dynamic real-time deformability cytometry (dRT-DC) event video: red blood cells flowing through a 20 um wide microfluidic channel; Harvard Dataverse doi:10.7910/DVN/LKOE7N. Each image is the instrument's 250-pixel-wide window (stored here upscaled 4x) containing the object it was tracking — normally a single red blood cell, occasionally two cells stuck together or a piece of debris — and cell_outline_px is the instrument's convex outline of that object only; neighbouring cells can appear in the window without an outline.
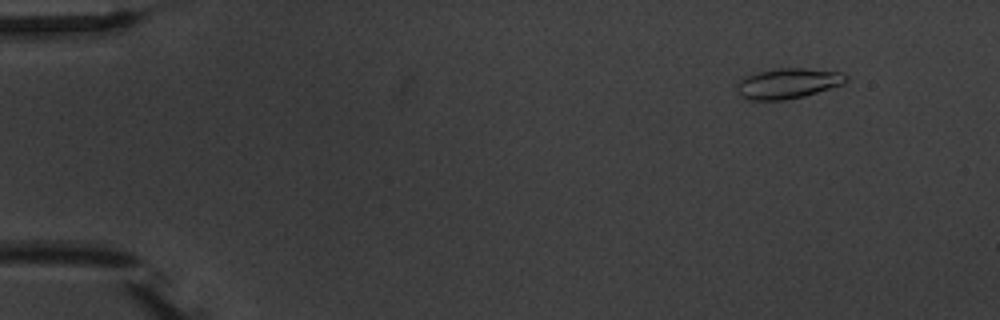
{"species": "common noctule bat (a hibernating species)", "species_latin": "Nyctalus noctula", "temperature_condition": "warm", "stored_images_in_passage": 4, "camera_frame_rate_fps": 3000, "um_per_image_px": 0.085, "animal": {"sex": "male", "body_mass_g": 20.1, "forearm_length_mm": 53.5}, "frame": {"image": 1, "passage_image": 1, "time_ms": 0.0, "image_size_px": [1000, 320], "cell_outline_px": [[848, 80], [844, 84], [804, 96], [784, 100], [748, 100], [740, 96], [736, 84], [744, 76], [756, 72], [776, 68], [804, 68], [840, 72], [848, 76]], "centroid_in_image_um": [66.96, 7.08], "position_along_channel_um": 18.0, "area_um2": 19.42}}
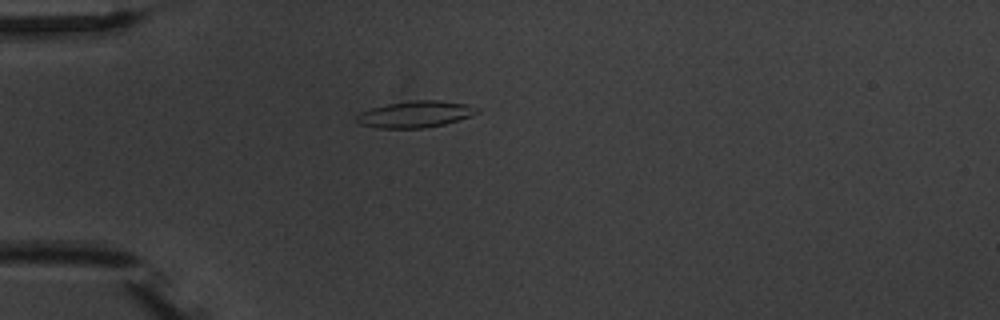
{"frame": {"image": 2, "passage_image": 4, "time_ms": 3.333, "image_size_px": [1000, 320], "cell_outline_px": [[480, 112], [444, 124], [424, 128], [376, 128], [360, 124], [356, 120], [356, 116], [360, 112], [372, 108], [388, 104], [412, 100], [440, 100], [464, 104], [480, 108]], "centroid_in_image_um": [35.28, 9.71], "position_along_channel_um": 49.7, "area_um2": 18.44}}